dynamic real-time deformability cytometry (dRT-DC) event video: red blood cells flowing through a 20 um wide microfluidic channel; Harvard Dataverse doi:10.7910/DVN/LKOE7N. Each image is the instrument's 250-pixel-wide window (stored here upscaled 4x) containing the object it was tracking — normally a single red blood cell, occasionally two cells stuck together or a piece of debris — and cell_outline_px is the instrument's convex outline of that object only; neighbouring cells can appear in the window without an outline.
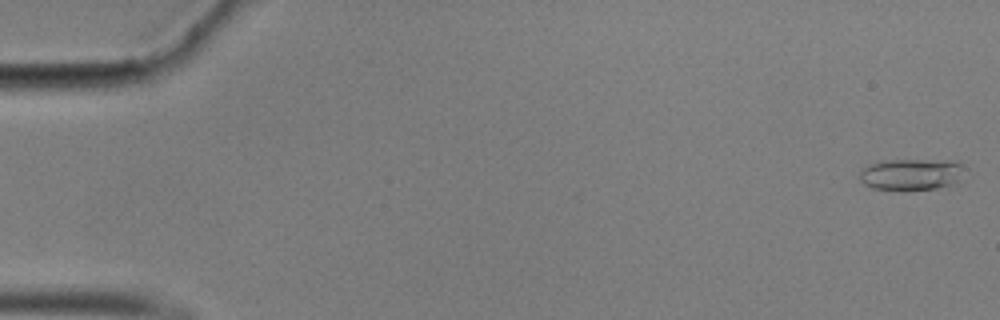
{"species": "common noctule bat (a hibernating species)", "species_latin": "Nyctalus noctula", "temperature_condition": "cold", "stored_images_in_passage": 57, "camera_frame_rate_fps": 3000, "um_per_image_px": 0.085, "animal": {"sex": "male", "body_mass_g": 17.9}, "frame": {"image": 1, "passage_image": 1, "time_ms": 0.0, "image_size_px": [1000, 320], "cell_outline_px": [[968, 168], [956, 184], [936, 188], [872, 188], [864, 184], [860, 180], [860, 168], [868, 164], [880, 160], [960, 160]], "centroid_in_image_um": [77.54, 14.76], "position_along_channel_um": 7.5, "area_um2": 19.48}}
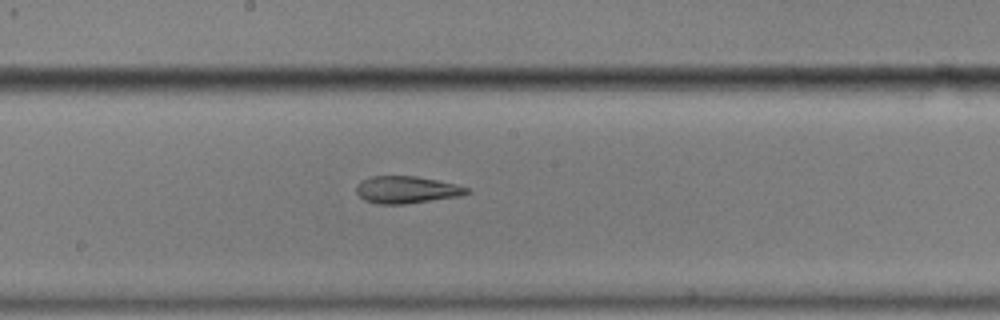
{"frame": {"image": 2, "passage_image": 31, "time_ms": 10.0, "image_size_px": [1000, 320], "cell_outline_px": [[472, 192], [460, 196], [404, 204], [376, 204], [364, 200], [356, 192], [356, 184], [360, 180], [372, 176], [416, 176], [456, 184], [472, 188]], "centroid_in_image_um": [34.57, 16.12], "position_along_channel_um": 213.6, "area_um2": 17.69}}
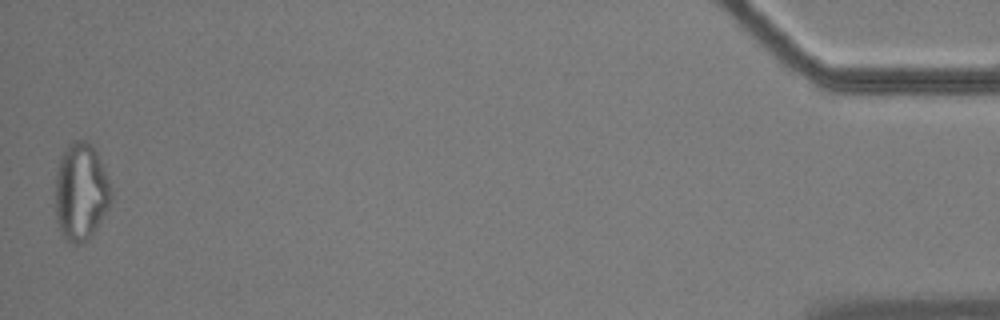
{"frame": {"image": 3, "passage_image": 57, "time_ms": 18.667, "image_size_px": [1000, 320], "cell_outline_px": [[112, 196], [96, 228], [80, 244], [72, 244], [60, 232], [56, 220], [56, 172], [60, 156], [68, 144], [72, 140], [84, 140], [96, 152], [104, 168], [112, 192]], "centroid_in_image_um": [6.84, 16.28], "position_along_channel_um": 428.4, "area_um2": 31.1}, "authors_computed_cell_mechanics": {"area_um2": 18.207, "velocity_mm_per_s": 3.4951, "shape_relaxation_time_tau1_ms": null, "shape_relaxation_time_tau2_ms": 5.0774, "deformation_change_tau1": null, "deformation_change_tau2": 0.1591}}